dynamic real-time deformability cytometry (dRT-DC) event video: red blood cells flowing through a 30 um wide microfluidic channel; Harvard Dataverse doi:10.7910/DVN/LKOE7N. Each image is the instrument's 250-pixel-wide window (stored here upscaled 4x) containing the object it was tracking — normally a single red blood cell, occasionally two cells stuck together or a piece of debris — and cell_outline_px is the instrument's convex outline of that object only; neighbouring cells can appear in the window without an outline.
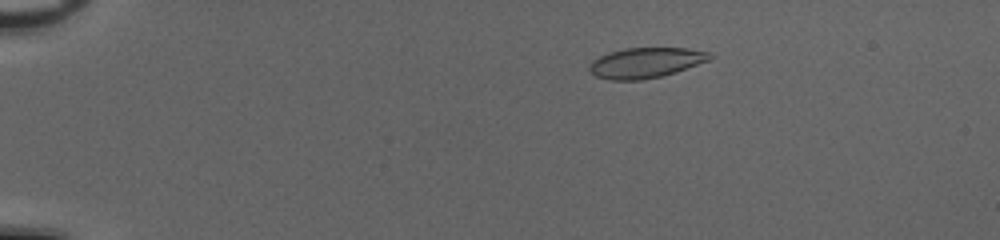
{"species": "common noctule bat (a hibernating species)", "species_latin": "Nyctalus noctula", "temperature_condition": "cold", "stored_images_in_passage": 53, "camera_frame_rate_fps": 3000, "um_per_image_px": 0.085, "animal": {"sex": "female", "body_mass_g": 20.0, "forearm_length_mm": 54.0}, "frame": {"image": 1, "passage_image": 11, "time_ms": 3.333, "image_size_px": [1000, 240], "cell_outline_px": [[712, 56], [708, 60], [676, 72], [644, 80], [608, 80], [596, 76], [588, 68], [592, 60], [600, 56], [624, 48], [688, 48], [708, 52]], "centroid_in_image_um": [54.86, 5.34], "position_along_channel_um": 30.1, "area_um2": 21.04}}
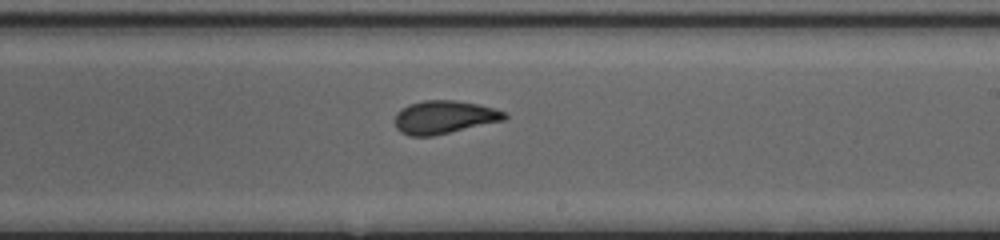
{"frame": {"image": 2, "passage_image": 34, "time_ms": 11.0, "image_size_px": [1000, 240], "cell_outline_px": [[508, 116], [504, 120], [432, 136], [408, 136], [400, 132], [396, 128], [396, 112], [400, 108], [408, 104], [424, 100], [456, 100], [496, 108], [508, 112]], "centroid_in_image_um": [37.75, 9.95], "position_along_channel_um": 251.2, "area_um2": 21.27}}
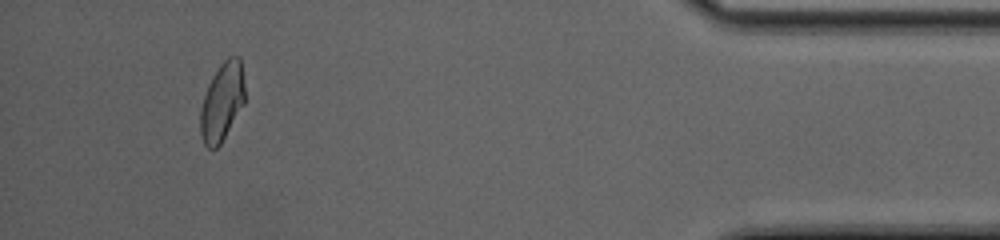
{"frame": {"image": 3, "passage_image": 50, "time_ms": 16.333, "image_size_px": [1000, 240], "cell_outline_px": [[244, 104], [220, 144], [216, 148], [208, 148], [204, 144], [200, 136], [200, 108], [208, 84], [212, 76], [220, 64], [228, 56], [240, 56], [244, 84]], "centroid_in_image_um": [18.86, 8.64], "position_along_channel_um": 416.3, "area_um2": 20.29}, "authors_computed_cell_mechanics": {"area_um2": 21.2704, "velocity_mm_per_s": 4.0687, "shape_relaxation_time_tau1_ms": 6.8864, "shape_relaxation_time_tau2_ms": 1.326, "deformation_change_tau1": 0.1975, "deformation_change_tau2": 0.0531}}